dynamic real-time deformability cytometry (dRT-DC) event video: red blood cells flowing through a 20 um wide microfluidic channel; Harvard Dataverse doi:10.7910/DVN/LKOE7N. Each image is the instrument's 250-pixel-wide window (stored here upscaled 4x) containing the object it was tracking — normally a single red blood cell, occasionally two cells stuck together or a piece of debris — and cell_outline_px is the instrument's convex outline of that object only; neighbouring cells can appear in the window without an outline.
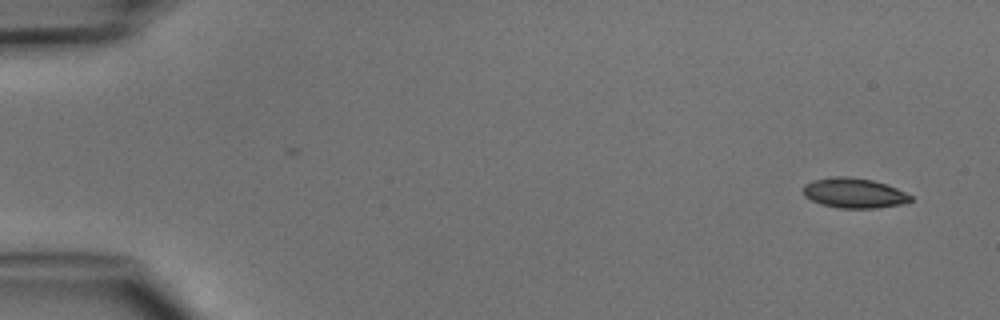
{"species": "common noctule bat (a hibernating species)", "species_latin": "Nyctalus noctula", "temperature_condition": "cold", "stored_images_in_passage": 2, "camera_frame_rate_fps": 3000, "um_per_image_px": 0.085, "animal": {"sex": "male", "body_mass_g": 15.6}, "frame": {"image": 1, "passage_image": 2, "time_ms": 1.0, "image_size_px": [1000, 320], "cell_outline_px": [[912, 200], [900, 204], [876, 208], [840, 208], [820, 204], [804, 196], [804, 184], [812, 180], [832, 176], [848, 176], [872, 180], [896, 188], [912, 196]], "centroid_in_image_um": [72.55, 16.4], "position_along_channel_um": 12.4, "area_um2": 18.67}}